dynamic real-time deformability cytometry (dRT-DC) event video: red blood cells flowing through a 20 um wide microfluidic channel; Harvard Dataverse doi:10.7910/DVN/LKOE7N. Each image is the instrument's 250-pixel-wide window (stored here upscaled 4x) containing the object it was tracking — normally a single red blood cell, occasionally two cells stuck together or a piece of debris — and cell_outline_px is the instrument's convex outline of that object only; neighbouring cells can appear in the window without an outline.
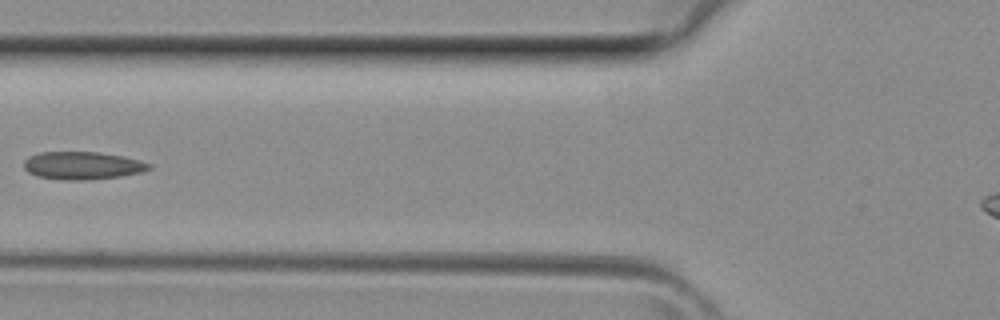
{"species": "common noctule bat (a hibernating species)", "species_latin": "Nyctalus noctula", "temperature_condition": "room temperature", "stored_images_in_passage": 4, "camera_frame_rate_fps": 3000, "um_per_image_px": 0.085, "animal": {"sex": "female", "body_mass_g": 29.2, "forearm_length_mm": 56.3}, "frame": {"image": 1, "passage_image": 4, "time_ms": 1.0, "image_size_px": [1000, 320], "cell_outline_px": [[152, 168], [140, 172], [120, 176], [88, 180], [68, 180], [36, 176], [28, 172], [24, 168], [24, 160], [28, 156], [40, 152], [96, 152], [124, 156], [140, 160], [152, 164]], "centroid_in_image_um": [7.01, 14.06], "position_along_channel_um": 118.8, "area_um2": 20.29}}